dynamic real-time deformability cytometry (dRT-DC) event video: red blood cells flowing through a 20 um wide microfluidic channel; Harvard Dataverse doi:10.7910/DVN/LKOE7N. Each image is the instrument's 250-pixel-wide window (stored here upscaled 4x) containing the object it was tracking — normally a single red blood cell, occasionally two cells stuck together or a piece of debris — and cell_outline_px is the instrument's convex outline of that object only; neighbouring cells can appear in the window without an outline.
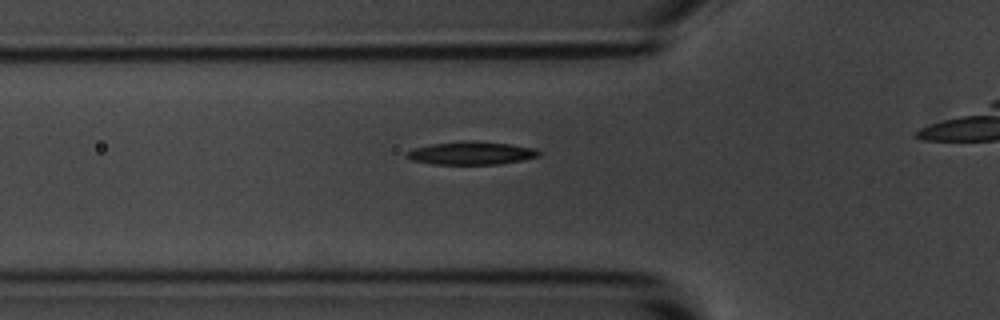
{"species": "common noctule bat (a hibernating species)", "species_latin": "Nyctalus noctula", "temperature_condition": "room temperature", "stored_images_in_passage": 29, "camera_frame_rate_fps": 3000, "um_per_image_px": 0.085, "animal": {"sex": "male", "body_mass_g": 20.1, "forearm_length_mm": 53.5}, "frame": {"image": 1, "passage_image": 3, "time_ms": 0.667, "image_size_px": [1000, 320], "cell_outline_px": [[540, 156], [500, 164], [432, 164], [412, 160], [404, 156], [404, 152], [412, 148], [428, 144], [464, 140], [472, 140], [508, 144], [536, 148], [540, 152]], "centroid_in_image_um": [39.98, 13.0], "position_along_channel_um": 85.8, "area_um2": 17.98}}
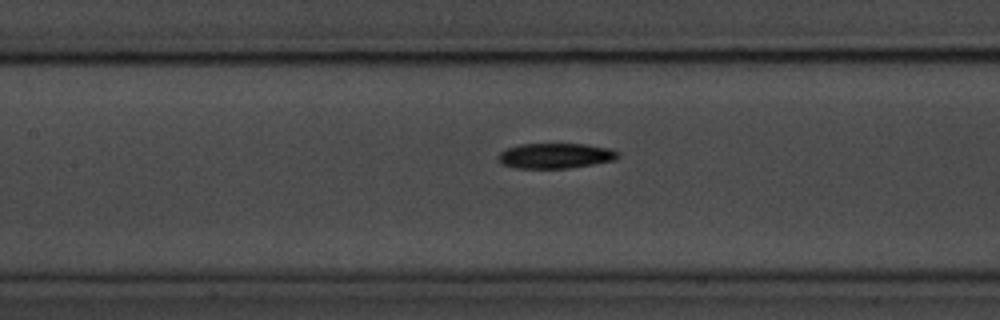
{"frame": {"image": 2, "passage_image": 9, "time_ms": 2.667, "image_size_px": [1000, 320], "cell_outline_px": [[620, 156], [616, 160], [568, 168], [516, 168], [504, 164], [496, 156], [504, 148], [520, 144], [588, 144], [608, 148], [620, 152]], "centroid_in_image_um": [47.22, 13.23], "position_along_channel_um": 160.2, "area_um2": 17.69}}
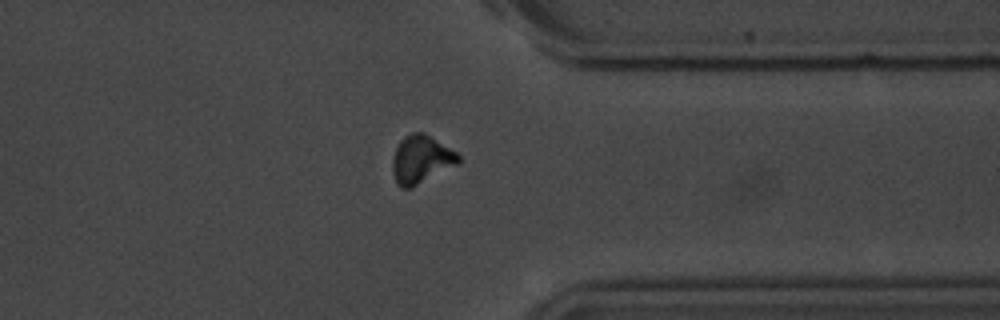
{"frame": {"image": 3, "passage_image": 27, "time_ms": 8.667, "image_size_px": [1000, 320], "cell_outline_px": [[460, 164], [412, 188], [400, 188], [396, 184], [392, 172], [392, 156], [400, 140], [404, 136], [412, 132], [424, 132], [456, 152], [460, 156]], "centroid_in_image_um": [35.79, 13.57], "position_along_channel_um": 375.6, "area_um2": 18.84}}